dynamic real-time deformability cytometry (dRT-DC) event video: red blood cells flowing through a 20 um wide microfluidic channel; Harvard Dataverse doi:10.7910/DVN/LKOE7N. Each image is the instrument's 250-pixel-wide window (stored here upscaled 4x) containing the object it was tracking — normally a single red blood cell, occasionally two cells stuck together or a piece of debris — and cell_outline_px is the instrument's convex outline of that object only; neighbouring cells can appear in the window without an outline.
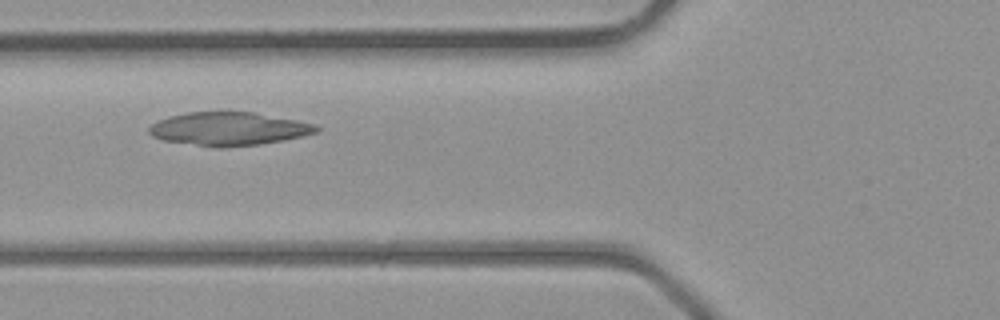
{"species": "common noctule bat (a hibernating species)", "species_latin": "Nyctalus noctula", "temperature_condition": "room temperature", "stored_images_in_passage": 4, "camera_frame_rate_fps": 3000, "um_per_image_px": 0.085, "animal": {"sex": "male", "body_mass_g": 23.1, "forearm_length_mm": 52.7}, "frame": {"image": 1, "passage_image": 4, "time_ms": 3.333, "image_size_px": [1000, 320], "cell_outline_px": [[320, 128], [316, 132], [304, 136], [284, 140], [260, 144], [220, 148], [216, 148], [164, 140], [152, 136], [148, 132], [148, 128], [152, 124], [168, 116], [188, 112], [252, 112], [296, 120], [316, 124]], "centroid_in_image_um": [19.44, 10.96], "position_along_channel_um": 106.4, "area_um2": 32.43}}